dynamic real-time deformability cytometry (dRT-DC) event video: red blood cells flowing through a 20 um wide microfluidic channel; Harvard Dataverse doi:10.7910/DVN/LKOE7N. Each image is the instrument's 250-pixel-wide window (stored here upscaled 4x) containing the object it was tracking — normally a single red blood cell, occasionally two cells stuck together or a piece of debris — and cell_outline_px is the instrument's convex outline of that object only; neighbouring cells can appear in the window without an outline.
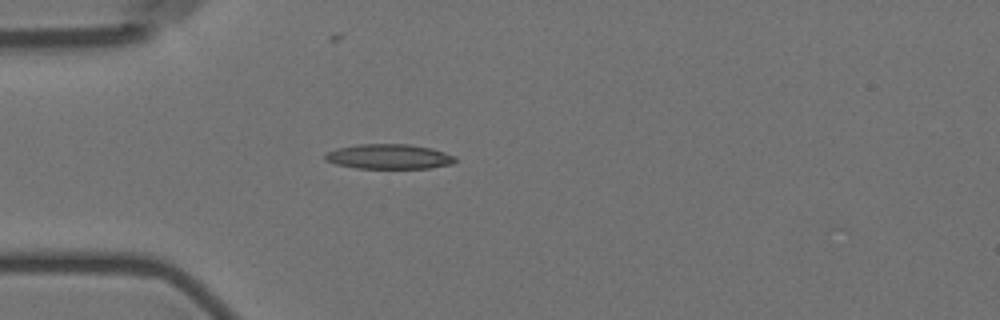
{"species": "Egyptian fruit bat (a non-hibernating species)", "species_latin": "Rousettus aegyptiacus", "temperature_condition": "room temperature", "stored_images_in_passage": 5, "camera_frame_rate_fps": 3000, "um_per_image_px": 0.085, "animal": {"sex": "female"}, "frame": {"image": 1, "passage_image": 5, "time_ms": 4.667, "image_size_px": [1000, 320], "cell_outline_px": [[456, 160], [452, 164], [432, 168], [356, 168], [336, 164], [324, 160], [324, 156], [328, 152], [336, 148], [360, 144], [408, 144], [432, 148], [456, 156]], "centroid_in_image_um": [33.08, 13.31], "position_along_channel_um": 51.9, "area_um2": 18.9}}